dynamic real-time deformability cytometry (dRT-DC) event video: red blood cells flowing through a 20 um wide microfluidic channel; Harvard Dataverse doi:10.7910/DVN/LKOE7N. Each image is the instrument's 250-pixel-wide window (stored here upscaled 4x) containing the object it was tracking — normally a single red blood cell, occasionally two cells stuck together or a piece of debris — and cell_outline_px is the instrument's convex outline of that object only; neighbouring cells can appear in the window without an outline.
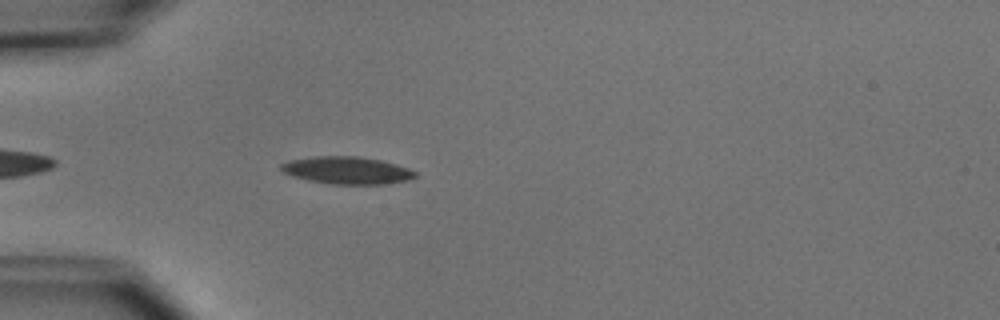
{"species": "common noctule bat (a hibernating species)", "species_latin": "Nyctalus noctula", "temperature_condition": "cold", "stored_images_in_passage": 5, "camera_frame_rate_fps": 3000, "um_per_image_px": 0.085, "animal": {"sex": "male", "body_mass_g": 15.6}, "frame": {"image": 1, "passage_image": 5, "time_ms": 5.0, "image_size_px": [1000, 320], "cell_outline_px": [[416, 176], [408, 180], [384, 184], [332, 184], [308, 180], [292, 176], [284, 172], [280, 168], [280, 164], [288, 160], [316, 156], [356, 156], [380, 160], [396, 164], [408, 168], [416, 172]], "centroid_in_image_um": [29.47, 14.47], "position_along_channel_um": 55.5, "area_um2": 21.33}}